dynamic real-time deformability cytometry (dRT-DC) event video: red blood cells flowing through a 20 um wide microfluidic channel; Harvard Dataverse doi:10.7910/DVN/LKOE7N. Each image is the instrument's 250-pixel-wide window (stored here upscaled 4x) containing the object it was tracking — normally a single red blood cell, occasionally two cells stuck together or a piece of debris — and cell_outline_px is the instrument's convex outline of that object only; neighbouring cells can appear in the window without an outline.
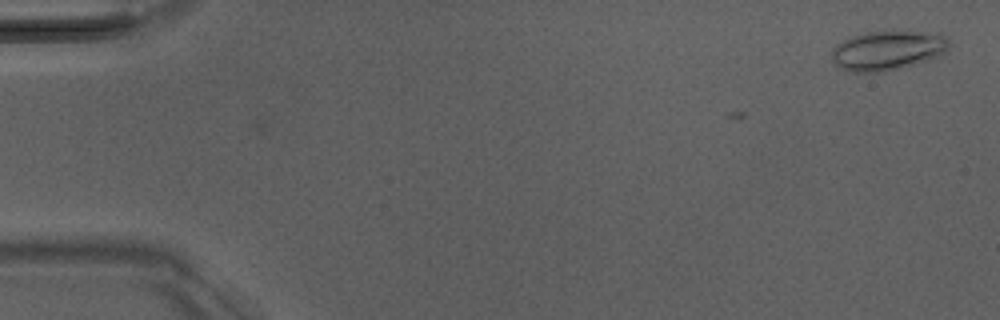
{"species": "Egyptian fruit bat (a non-hibernating species)", "species_latin": "Rousettus aegyptiacus", "temperature_condition": "room temperature", "stored_images_in_passage": 4, "camera_frame_rate_fps": 3000, "um_per_image_px": 0.085, "animal": {"sex": "male"}, "frame": {"image": 1, "passage_image": 1, "time_ms": 0.0, "image_size_px": [1000, 320], "cell_outline_px": [[948, 48], [944, 52], [928, 60], [884, 72], [848, 72], [840, 68], [832, 60], [832, 52], [836, 44], [852, 36], [864, 32], [892, 28], [936, 32], [944, 36], [948, 40]], "centroid_in_image_um": [75.44, 4.23], "position_along_channel_um": 9.6, "area_um2": 27.74}}